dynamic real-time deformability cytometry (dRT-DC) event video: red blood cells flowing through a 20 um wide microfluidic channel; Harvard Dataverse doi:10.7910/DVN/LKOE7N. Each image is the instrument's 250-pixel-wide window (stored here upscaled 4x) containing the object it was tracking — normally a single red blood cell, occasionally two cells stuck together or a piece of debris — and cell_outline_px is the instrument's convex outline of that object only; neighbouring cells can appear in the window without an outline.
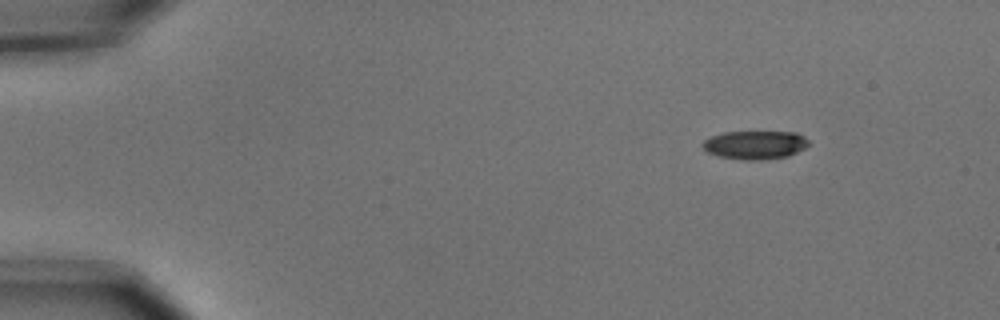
{"species": "common noctule bat (a hibernating species)", "species_latin": "Nyctalus noctula", "temperature_condition": "cold", "stored_images_in_passage": 3, "camera_frame_rate_fps": 3000, "um_per_image_px": 0.085, "animal": {"sex": "male", "body_mass_g": 15.6}, "frame": {"image": 1, "passage_image": 1, "time_ms": 0.0, "image_size_px": [1000, 320], "cell_outline_px": [[808, 144], [804, 148], [788, 156], [764, 160], [744, 160], [720, 156], [708, 152], [700, 144], [704, 140], [712, 136], [724, 132], [796, 132], [804, 136], [808, 140]], "centroid_in_image_um": [64.18, 12.31], "position_along_channel_um": 20.8, "area_um2": 17.51}}
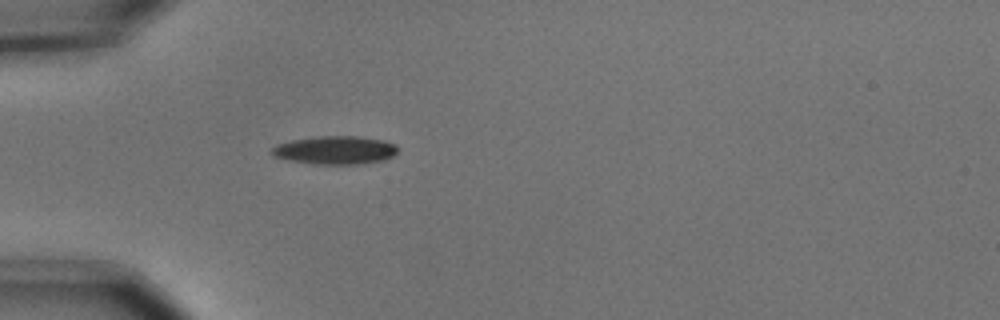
{"frame": {"image": 2, "passage_image": 3, "time_ms": 0.667, "image_size_px": [1000, 320], "cell_outline_px": [[400, 148], [392, 156], [384, 160], [364, 164], [312, 164], [288, 160], [276, 156], [268, 152], [276, 144], [292, 140], [320, 136], [360, 136], [384, 140], [396, 144]], "centroid_in_image_um": [28.52, 12.76], "position_along_channel_um": 56.5, "area_um2": 20.98}}